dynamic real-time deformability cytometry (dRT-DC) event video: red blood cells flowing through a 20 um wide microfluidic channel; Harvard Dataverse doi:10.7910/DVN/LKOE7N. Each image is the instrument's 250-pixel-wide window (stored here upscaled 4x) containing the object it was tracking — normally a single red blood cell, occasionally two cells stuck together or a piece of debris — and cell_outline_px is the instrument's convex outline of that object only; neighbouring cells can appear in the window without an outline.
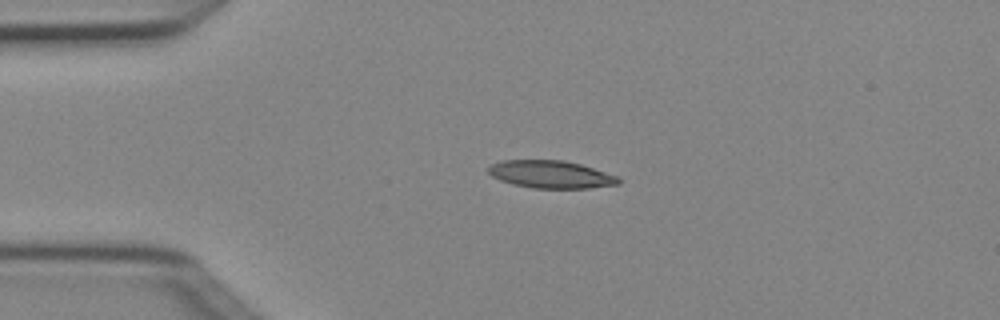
{"species": "Egyptian fruit bat (a non-hibernating species)", "species_latin": "Rousettus aegyptiacus", "temperature_condition": "cold", "stored_images_in_passage": 1, "camera_frame_rate_fps": 3000, "um_per_image_px": 0.085, "animal": {"sex": "female"}, "frame": {"image": 1, "passage_image": 1, "time_ms": 0.0, "image_size_px": [1000, 320], "cell_outline_px": [[620, 184], [588, 188], [532, 188], [512, 184], [500, 180], [492, 176], [488, 172], [488, 168], [492, 164], [500, 160], [564, 160], [580, 164], [620, 176]], "centroid_in_image_um": [46.84, 14.82], "position_along_channel_um": 38.2, "area_um2": 21.04}}